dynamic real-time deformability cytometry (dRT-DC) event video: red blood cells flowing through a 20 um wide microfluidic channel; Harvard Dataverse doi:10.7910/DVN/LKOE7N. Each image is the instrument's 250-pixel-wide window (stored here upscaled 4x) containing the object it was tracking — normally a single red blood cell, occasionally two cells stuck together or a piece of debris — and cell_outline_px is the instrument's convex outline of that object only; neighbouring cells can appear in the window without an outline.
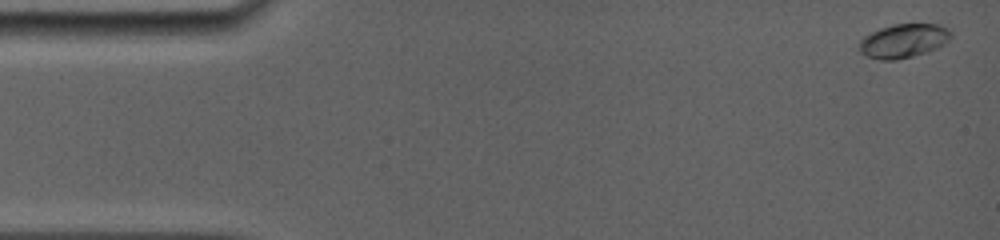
{"species": "common noctule bat (a hibernating species)", "species_latin": "Nyctalus noctula", "temperature_condition": "room temperature", "stored_images_in_passage": 43, "camera_frame_rate_fps": 5000, "um_per_image_px": 0.085, "animal": {"sex": "female", "body_mass_g": 19.0, "forearm_length_mm": 56.7}, "frame": {"image": 1, "passage_image": 1, "time_ms": 0.0, "image_size_px": [1000, 240], "cell_outline_px": [[952, 36], [944, 44], [928, 52], [896, 60], [880, 60], [868, 56], [860, 52], [860, 40], [864, 36], [880, 28], [892, 24], [940, 24], [948, 28], [952, 32]], "centroid_in_image_um": [76.83, 3.46], "position_along_channel_um": 8.2, "area_um2": 18.15}}
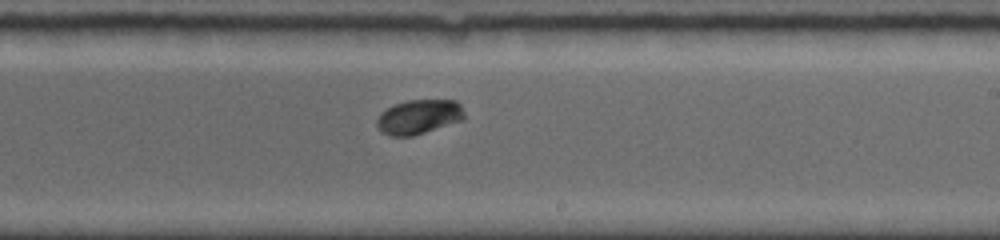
{"frame": {"image": 2, "passage_image": 24, "time_ms": 9.4, "image_size_px": [1000, 240], "cell_outline_px": [[464, 120], [412, 136], [388, 136], [380, 132], [376, 124], [376, 120], [380, 112], [396, 104], [408, 100], [456, 100], [460, 104], [464, 112]], "centroid_in_image_um": [35.58, 9.94], "position_along_channel_um": 253.4, "area_um2": 17.69}}
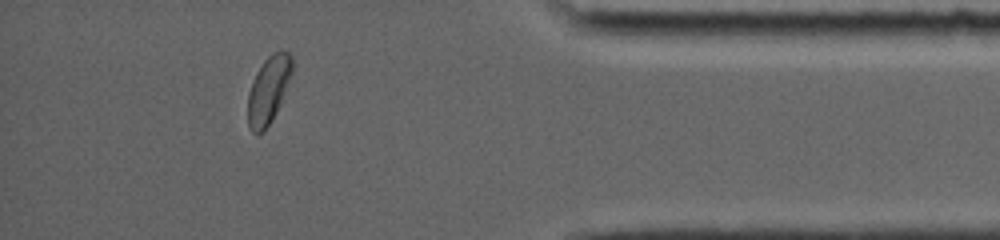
{"frame": {"image": 3, "passage_image": 40, "time_ms": 14.0, "image_size_px": [1000, 240], "cell_outline_px": [[292, 72], [280, 104], [272, 120], [260, 132], [252, 132], [248, 128], [248, 92], [256, 72], [264, 60], [272, 52], [280, 48], [288, 52], [292, 56]], "centroid_in_image_um": [22.82, 7.57], "position_along_channel_um": 412.4, "area_um2": 17.28}, "authors_computed_cell_mechanics": {"area_um2": 17.2244, "velocity_mm_per_s": 3.9151, "shape_relaxation_time_tau1_ms": 1.5537, "shape_relaxation_time_tau2_ms": null, "deformation_change_tau1": 0.0972, "deformation_change_tau2": null}}